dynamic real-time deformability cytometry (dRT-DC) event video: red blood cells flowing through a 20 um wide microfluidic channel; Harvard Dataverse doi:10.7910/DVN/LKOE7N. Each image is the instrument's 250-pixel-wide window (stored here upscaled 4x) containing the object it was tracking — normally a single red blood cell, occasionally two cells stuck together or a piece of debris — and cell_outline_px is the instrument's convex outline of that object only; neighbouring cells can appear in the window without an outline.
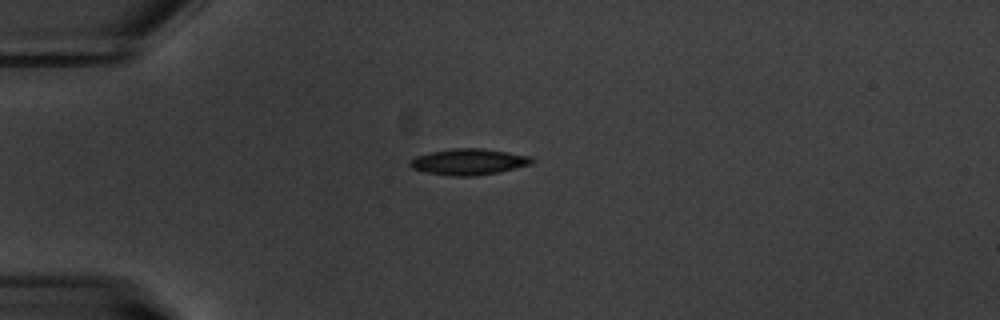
{"species": "common noctule bat (a hibernating species)", "species_latin": "Nyctalus noctula", "temperature_condition": "warm", "stored_images_in_passage": 4, "camera_frame_rate_fps": 3000, "um_per_image_px": 0.085, "animal": {"sex": "male", "body_mass_g": 20.1, "forearm_length_mm": 53.5}, "frame": {"image": 1, "passage_image": 4, "time_ms": 3.667, "image_size_px": [1000, 320], "cell_outline_px": [[536, 160], [532, 164], [500, 172], [476, 176], [452, 176], [424, 172], [412, 168], [408, 164], [416, 156], [432, 152], [452, 148], [480, 148], [528, 156]], "centroid_in_image_um": [39.84, 13.77], "position_along_channel_um": 45.2, "area_um2": 18.44}}